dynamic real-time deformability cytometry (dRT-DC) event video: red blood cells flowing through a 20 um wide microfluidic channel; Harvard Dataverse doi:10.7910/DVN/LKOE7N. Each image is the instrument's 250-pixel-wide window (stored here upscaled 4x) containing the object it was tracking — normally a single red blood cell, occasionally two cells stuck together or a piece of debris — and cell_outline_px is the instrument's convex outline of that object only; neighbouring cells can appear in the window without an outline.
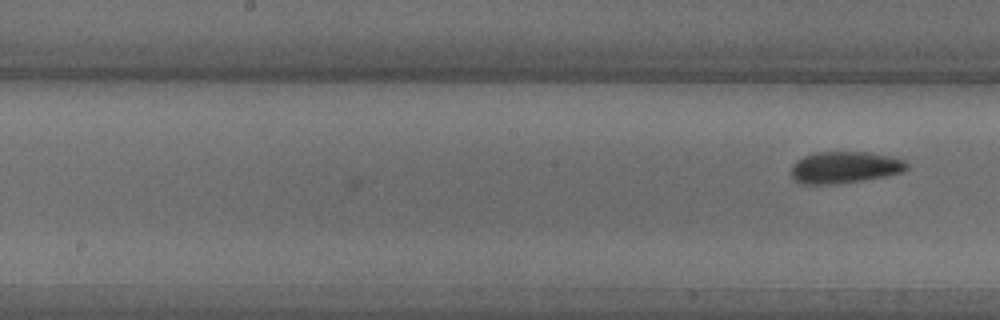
{"species": "common noctule bat (a hibernating species)", "species_latin": "Nyctalus noctula", "temperature_condition": "warm", "stored_images_in_passage": 15, "camera_frame_rate_fps": 3000, "um_per_image_px": 0.085, "animal": {"sex": "male", "body_mass_g": 18.8}, "frame": {"image": 1, "passage_image": 15, "time_ms": 4.667, "image_size_px": [1000, 320], "cell_outline_px": [[908, 168], [904, 172], [864, 180], [836, 184], [800, 184], [792, 176], [792, 164], [796, 160], [804, 156], [816, 152], [864, 152], [888, 156], [904, 160], [908, 164]], "centroid_in_image_um": [71.79, 14.23], "position_along_channel_um": 176.4, "area_um2": 21.33}}